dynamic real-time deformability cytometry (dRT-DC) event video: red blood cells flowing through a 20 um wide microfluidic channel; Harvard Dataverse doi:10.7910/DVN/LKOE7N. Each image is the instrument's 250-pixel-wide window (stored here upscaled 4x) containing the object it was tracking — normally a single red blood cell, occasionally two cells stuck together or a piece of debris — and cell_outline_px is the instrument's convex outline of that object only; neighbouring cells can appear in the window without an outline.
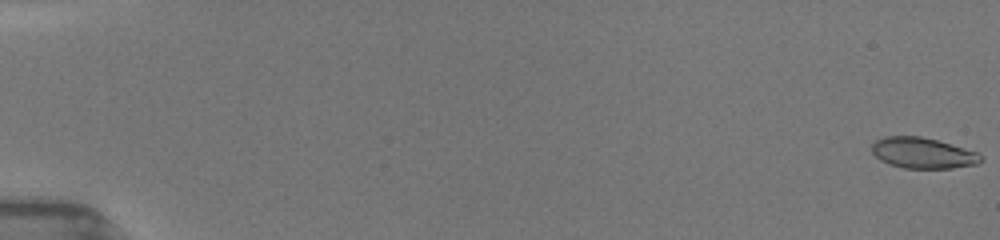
{"species": "common noctule bat (a hibernating species)", "species_latin": "Nyctalus noctula", "temperature_condition": "room temperature", "stored_images_in_passage": 33, "camera_frame_rate_fps": 3000, "um_per_image_px": 0.085, "animal": {"sex": "female", "body_mass_g": 19.5, "forearm_length_mm": 54.1}, "frame": {"image": 1, "passage_image": 1, "time_ms": 0.0, "image_size_px": [1000, 240], "cell_outline_px": [[984, 160], [976, 164], [952, 168], [904, 168], [888, 164], [880, 160], [872, 152], [872, 144], [876, 140], [884, 136], [920, 136], [936, 140], [976, 152]], "centroid_in_image_um": [78.39, 13.01], "position_along_channel_um": 6.6, "area_um2": 19.36}}
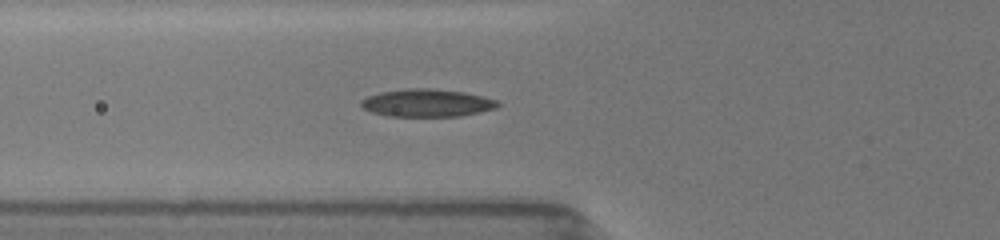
{"frame": {"image": 2, "passage_image": 24, "time_ms": 6.667, "image_size_px": [1000, 240], "cell_outline_px": [[500, 104], [496, 108], [480, 112], [460, 116], [388, 116], [372, 112], [360, 108], [360, 100], [368, 96], [380, 92], [404, 88], [428, 88], [464, 92], [484, 96], [496, 100]], "centroid_in_image_um": [36.26, 8.74], "position_along_channel_um": 89.5, "area_um2": 22.2}}
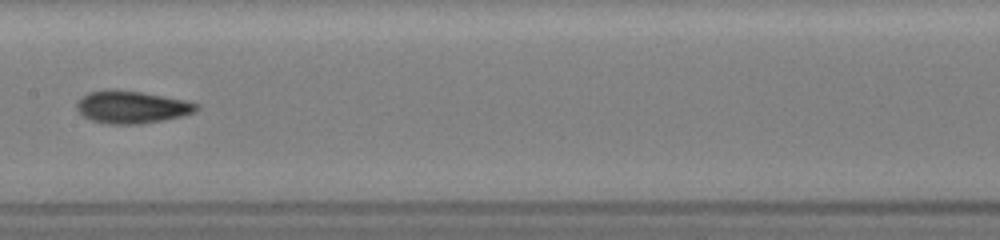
{"frame": {"image": 3, "passage_image": 32, "time_ms": 9.333, "image_size_px": [1000, 240], "cell_outline_px": [[200, 108], [196, 112], [180, 116], [140, 124], [108, 124], [92, 120], [84, 116], [76, 108], [76, 104], [88, 92], [108, 88], [112, 88], [140, 92], [184, 100], [200, 104]], "centroid_in_image_um": [11.2, 9.09], "position_along_channel_um": 196.2, "area_um2": 22.54}}